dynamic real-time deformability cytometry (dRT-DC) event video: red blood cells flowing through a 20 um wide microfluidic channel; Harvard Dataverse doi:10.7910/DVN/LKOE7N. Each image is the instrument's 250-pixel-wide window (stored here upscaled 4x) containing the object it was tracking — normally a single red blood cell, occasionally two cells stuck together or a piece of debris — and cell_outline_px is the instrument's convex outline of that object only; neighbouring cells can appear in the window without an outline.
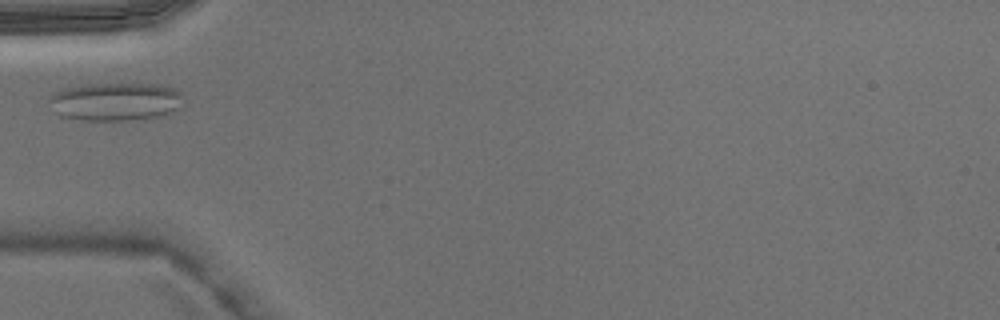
{"species": "Egyptian fruit bat (a non-hibernating species)", "species_latin": "Rousettus aegyptiacus", "temperature_condition": "warm", "stored_images_in_passage": 2, "camera_frame_rate_fps": 3000, "um_per_image_px": 0.085, "animal": {"sex": "male"}, "frame": {"image": 1, "passage_image": 2, "time_ms": 0.333, "image_size_px": [1000, 320], "cell_outline_px": [[180, 108], [172, 112], [160, 116], [132, 120], [84, 120], [60, 116], [56, 112], [48, 100], [48, 96], [52, 92], [64, 88], [88, 84], [168, 84], [176, 88], [180, 92]], "centroid_in_image_um": [9.81, 8.62], "position_along_channel_um": 75.2, "area_um2": 30.06}}